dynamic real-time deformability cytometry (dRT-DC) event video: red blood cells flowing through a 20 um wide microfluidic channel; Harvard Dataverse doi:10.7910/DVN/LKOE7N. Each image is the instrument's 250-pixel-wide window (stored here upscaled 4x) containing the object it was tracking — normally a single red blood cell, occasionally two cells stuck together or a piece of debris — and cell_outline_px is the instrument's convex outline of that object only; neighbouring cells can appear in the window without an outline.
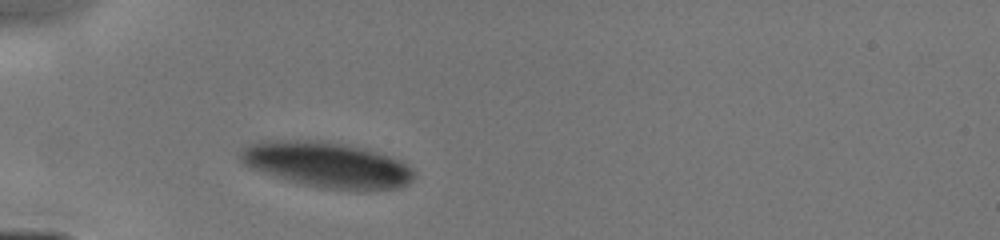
{"species": "human", "species_latin": "Homo sapiens", "temperature_condition": "cold", "stored_images_in_passage": 6, "camera_frame_rate_fps": 3000, "um_per_image_px": 0.085, "donor": {"sex": "male"}, "frame": {"image": 1, "passage_image": 1, "time_ms": 0.0, "image_size_px": [1000, 240], "cell_outline_px": [[416, 176], [408, 184], [396, 188], [320, 188], [288, 180], [252, 168], [244, 164], [240, 160], [240, 152], [244, 148], [260, 140], [320, 140], [344, 144], [380, 152], [400, 160], [408, 164], [416, 172]], "centroid_in_image_um": [27.81, 13.97], "position_along_channel_um": 57.2, "area_um2": 45.43}}
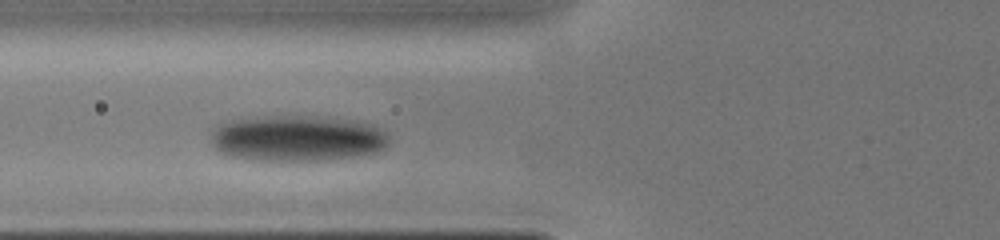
{"frame": {"image": 2, "passage_image": 4, "time_ms": 1.333, "image_size_px": [1000, 240], "cell_outline_px": [[388, 144], [384, 148], [372, 152], [352, 156], [328, 160], [252, 160], [228, 156], [220, 152], [212, 144], [212, 128], [220, 124], [232, 120], [280, 116], [296, 116], [356, 120], [380, 128], [388, 132]], "centroid_in_image_um": [25.25, 11.77], "position_along_channel_um": 100.5, "area_um2": 47.22}}